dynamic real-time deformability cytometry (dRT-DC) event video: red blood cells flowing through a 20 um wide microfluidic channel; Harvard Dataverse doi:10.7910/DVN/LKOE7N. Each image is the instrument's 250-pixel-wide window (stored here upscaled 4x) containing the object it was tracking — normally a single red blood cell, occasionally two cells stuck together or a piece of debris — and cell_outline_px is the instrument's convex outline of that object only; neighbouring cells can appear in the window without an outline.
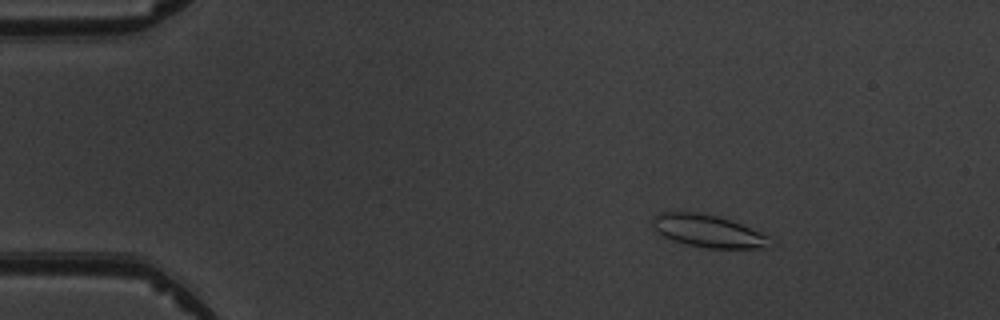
{"species": "common noctule bat (a hibernating species)", "species_latin": "Nyctalus noctula", "temperature_condition": "warm", "stored_images_in_passage": 5, "camera_frame_rate_fps": 3000, "um_per_image_px": 0.085, "animal": {"sex": "male", "body_mass_g": 19.5, "forearm_length_mm": 54.6}, "frame": {"image": 1, "passage_image": 3, "time_ms": 2.333, "image_size_px": [1000, 320], "cell_outline_px": [[780, 244], [768, 248], [708, 248], [688, 244], [672, 240], [656, 232], [652, 228], [652, 216], [660, 212], [696, 212], [716, 216], [740, 224], [760, 232], [776, 240]], "centroid_in_image_um": [60.24, 19.66], "position_along_channel_um": 24.8, "area_um2": 22.48}}